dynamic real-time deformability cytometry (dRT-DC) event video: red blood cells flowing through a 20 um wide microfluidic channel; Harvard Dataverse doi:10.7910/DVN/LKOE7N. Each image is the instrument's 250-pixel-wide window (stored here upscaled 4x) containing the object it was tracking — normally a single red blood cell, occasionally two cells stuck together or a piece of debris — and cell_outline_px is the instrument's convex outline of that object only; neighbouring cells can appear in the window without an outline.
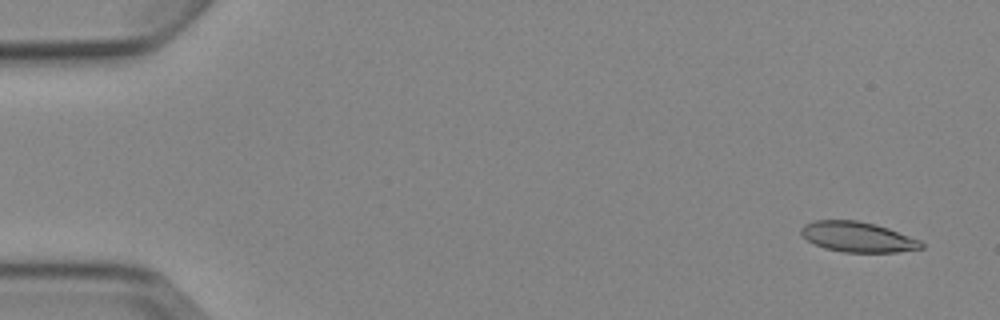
{"species": "Egyptian fruit bat (a non-hibernating species)", "species_latin": "Rousettus aegyptiacus", "temperature_condition": "cold", "stored_images_in_passage": 4, "camera_frame_rate_fps": 3000, "um_per_image_px": 0.085, "animal": {"sex": "female"}, "frame": {"image": 1, "passage_image": 1, "time_ms": 0.0, "image_size_px": [1000, 320], "cell_outline_px": [[924, 248], [896, 252], [844, 252], [824, 248], [808, 240], [800, 232], [800, 228], [804, 224], [816, 220], [856, 220], [876, 224], [888, 228], [920, 240], [924, 244]], "centroid_in_image_um": [72.91, 20.13], "position_along_channel_um": 12.1, "area_um2": 21.1}}
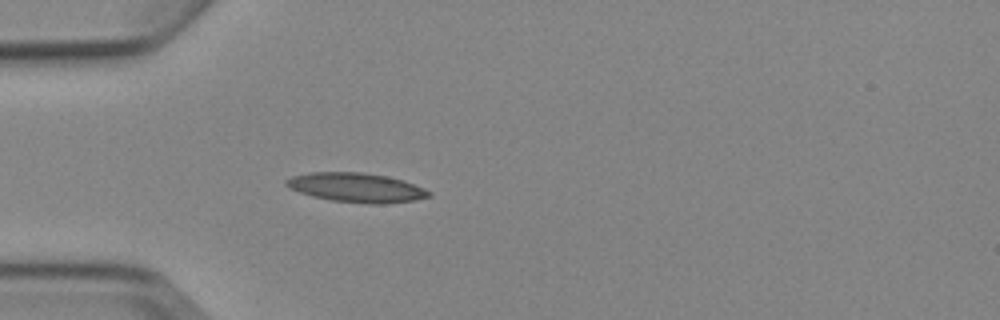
{"frame": {"image": 2, "passage_image": 4, "time_ms": 4.333, "image_size_px": [1000, 320], "cell_outline_px": [[432, 196], [416, 200], [384, 204], [368, 204], [332, 200], [312, 196], [288, 188], [284, 184], [284, 180], [292, 176], [308, 172], [360, 172], [384, 176], [404, 180], [424, 188], [432, 192]], "centroid_in_image_um": [30.29, 15.94], "position_along_channel_um": 54.7, "area_um2": 24.51}}